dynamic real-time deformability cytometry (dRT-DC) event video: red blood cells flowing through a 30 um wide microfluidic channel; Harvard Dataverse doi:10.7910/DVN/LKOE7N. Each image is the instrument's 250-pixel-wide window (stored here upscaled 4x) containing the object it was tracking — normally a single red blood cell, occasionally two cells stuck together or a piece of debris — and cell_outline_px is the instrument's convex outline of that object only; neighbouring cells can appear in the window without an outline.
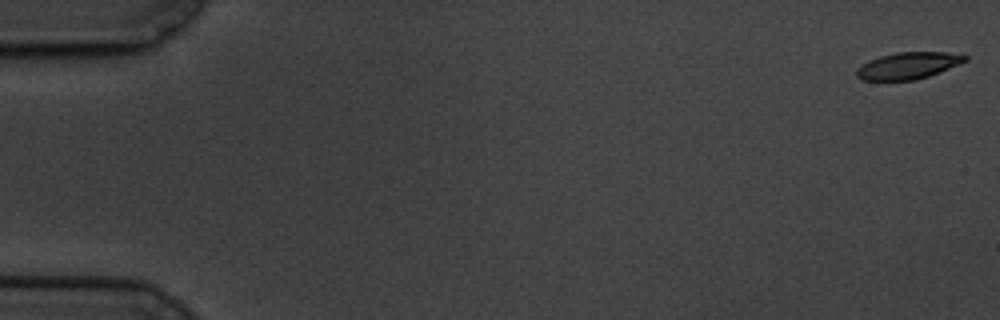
{"species": "common noctule bat (a hibernating species)", "species_latin": "Nyctalus noctula", "temperature_condition": "cold", "stored_images_in_passage": 61, "camera_frame_rate_fps": 3000, "um_per_image_px": 0.085, "animal": {"sex": "male", "body_mass_g": 19.5, "forearm_length_mm": 54.6}, "frame": {"image": 1, "passage_image": 1, "time_ms": 0.0, "image_size_px": [1000, 320], "cell_outline_px": [[968, 60], [928, 76], [916, 80], [860, 80], [856, 76], [856, 68], [860, 64], [868, 60], [880, 56], [896, 52], [944, 52], [968, 56]], "centroid_in_image_um": [77.12, 5.58], "position_along_channel_um": 7.9, "area_um2": 16.88}}
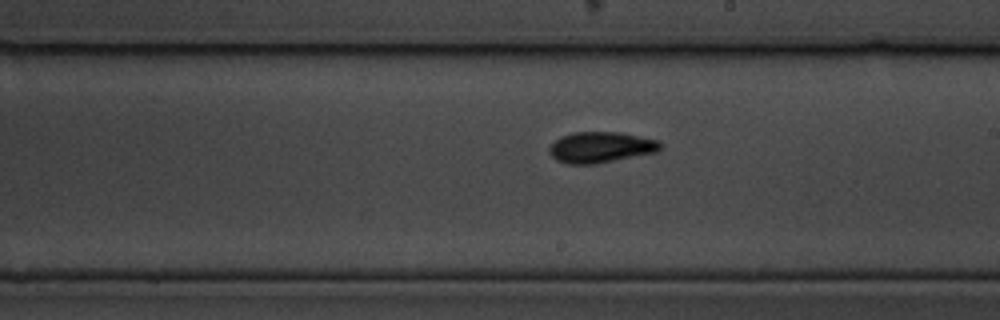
{"frame": {"image": 2, "passage_image": 35, "time_ms": 11.333, "image_size_px": [1000, 320], "cell_outline_px": [[660, 148], [656, 152], [596, 164], [568, 164], [556, 160], [548, 152], [548, 148], [560, 136], [572, 132], [620, 132], [660, 140]], "centroid_in_image_um": [51.04, 12.51], "position_along_channel_um": 238.0, "area_um2": 20.06}}
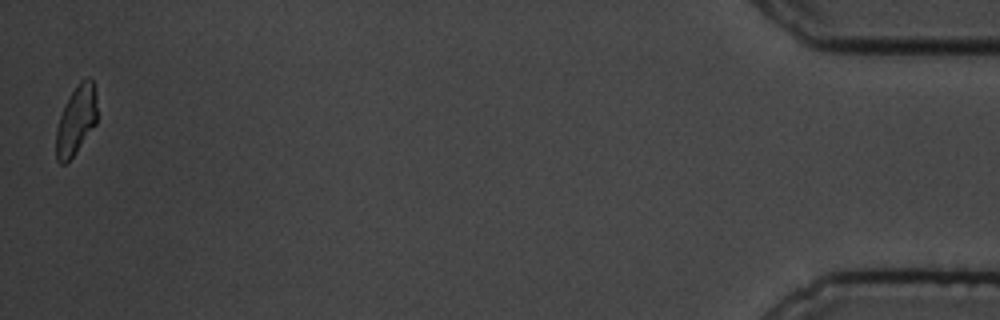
{"frame": {"image": 3, "passage_image": 60, "time_ms": 19.667, "image_size_px": [1000, 320], "cell_outline_px": [[96, 124], [76, 152], [64, 164], [60, 164], [56, 160], [56, 128], [60, 116], [68, 96], [80, 80], [88, 76], [92, 80], [96, 92]], "centroid_in_image_um": [6.47, 10.2], "position_along_channel_um": 428.7, "area_um2": 16.53}, "authors_computed_cell_mechanics": {"area_um2": 18.3804, "velocity_mm_per_s": 3.3457, "shape_relaxation_time_tau1_ms": 3.1368, "shape_relaxation_time_tau2_ms": 5.0072, "deformation_change_tau1": 0.1358, "deformation_change_tau2": 0.1009}}